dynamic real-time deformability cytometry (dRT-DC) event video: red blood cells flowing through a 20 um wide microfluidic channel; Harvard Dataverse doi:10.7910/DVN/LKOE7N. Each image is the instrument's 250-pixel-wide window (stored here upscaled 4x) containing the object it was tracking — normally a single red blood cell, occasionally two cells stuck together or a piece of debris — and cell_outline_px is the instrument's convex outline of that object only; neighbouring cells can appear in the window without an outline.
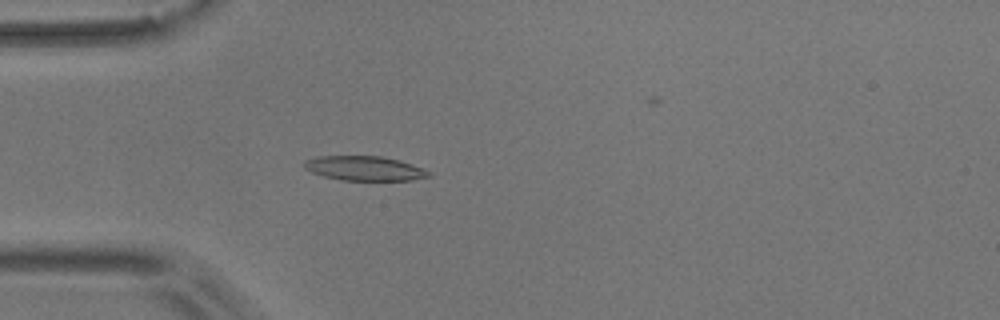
{"species": "common noctule bat (a hibernating species)", "species_latin": "Nyctalus noctula", "temperature_condition": "room temperature", "stored_images_in_passage": 55, "camera_frame_rate_fps": 3000, "um_per_image_px": 0.085, "animal": {"sex": "male", "body_mass_g": 17.9}, "frame": {"image": 1, "passage_image": 16, "time_ms": 5.0, "image_size_px": [1000, 320], "cell_outline_px": [[432, 176], [412, 180], [340, 180], [324, 176], [312, 172], [304, 168], [304, 160], [316, 156], [380, 156], [400, 160], [432, 172]], "centroid_in_image_um": [30.99, 14.31], "position_along_channel_um": 54.0, "area_um2": 17.8}}
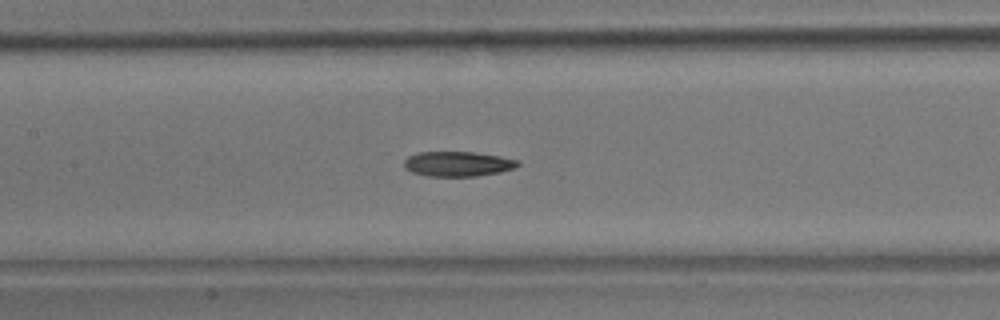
{"frame": {"image": 2, "passage_image": 26, "time_ms": 8.333, "image_size_px": [1000, 320], "cell_outline_px": [[520, 164], [512, 168], [500, 172], [476, 176], [424, 176], [412, 172], [404, 168], [404, 160], [408, 156], [420, 152], [476, 152], [500, 156], [520, 160]], "centroid_in_image_um": [38.9, 13.93], "position_along_channel_um": 168.5, "area_um2": 16.59}}
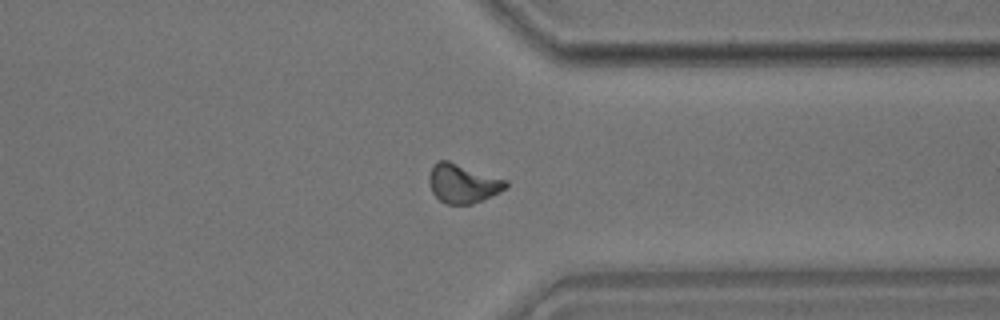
{"frame": {"image": 3, "passage_image": 43, "time_ms": 14.0, "image_size_px": [1000, 320], "cell_outline_px": [[508, 188], [492, 196], [472, 204], [444, 204], [432, 192], [428, 180], [428, 176], [432, 164], [436, 160], [448, 160], [508, 180]], "centroid_in_image_um": [39.34, 15.58], "position_along_channel_um": 372.1, "area_um2": 17.74}, "authors_computed_cell_mechanics": {"area_um2": 17.2244, "velocity_mm_per_s": 3.6323, "shape_relaxation_time_tau1_ms": null, "shape_relaxation_time_tau2_ms": 8.3254, "deformation_change_tau1": null, "deformation_change_tau2": 0.1511}}